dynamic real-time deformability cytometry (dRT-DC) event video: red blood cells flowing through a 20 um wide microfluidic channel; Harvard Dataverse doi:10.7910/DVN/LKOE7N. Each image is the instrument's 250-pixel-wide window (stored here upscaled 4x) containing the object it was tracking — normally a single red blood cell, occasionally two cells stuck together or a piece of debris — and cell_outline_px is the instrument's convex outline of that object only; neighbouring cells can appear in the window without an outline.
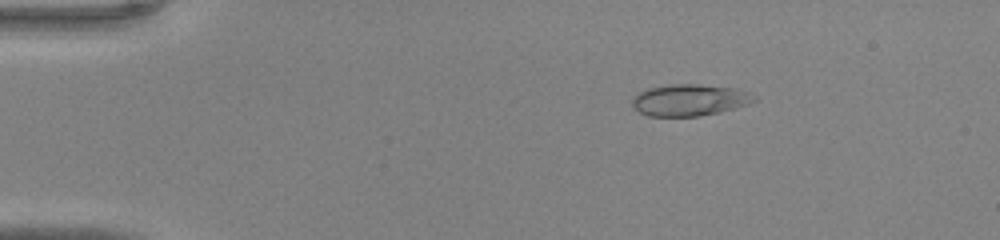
{"species": "common noctule bat (a hibernating species)", "species_latin": "Nyctalus noctula", "temperature_condition": "warm", "stored_images_in_passage": 46, "camera_frame_rate_fps": 3000, "um_per_image_px": 0.085, "animal": {"sex": "male", "body_mass_g": 20.0, "forearm_length_mm": 53.3}, "frame": {"image": 1, "passage_image": 8, "time_ms": 2.333, "image_size_px": [1000, 240], "cell_outline_px": [[756, 100], [748, 104], [736, 108], [720, 112], [700, 116], [648, 116], [640, 112], [632, 104], [632, 100], [640, 92], [648, 88], [672, 84], [700, 84], [732, 88], [744, 92]], "centroid_in_image_um": [58.57, 8.51], "position_along_channel_um": 26.4, "area_um2": 22.02}}
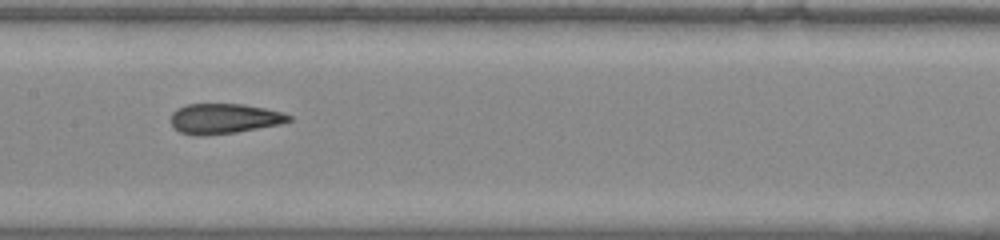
{"frame": {"image": 2, "passage_image": 24, "time_ms": 7.667, "image_size_px": [1000, 240], "cell_outline_px": [[292, 120], [280, 124], [236, 132], [204, 136], [192, 136], [180, 132], [172, 124], [172, 112], [188, 104], [244, 104], [284, 112], [292, 116]], "centroid_in_image_um": [19.08, 10.09], "position_along_channel_um": 188.3, "area_um2": 20.69}}
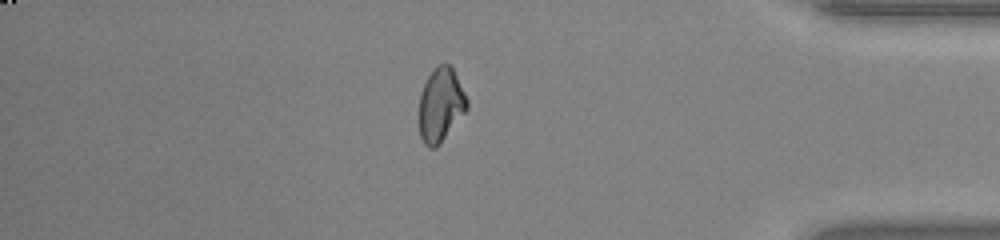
{"frame": {"image": 3, "passage_image": 40, "time_ms": 13.0, "image_size_px": [1000, 240], "cell_outline_px": [[468, 108], [440, 144], [436, 148], [428, 148], [424, 144], [420, 136], [420, 92], [428, 76], [440, 64], [448, 64], [452, 68], [468, 100]], "centroid_in_image_um": [37.46, 8.96], "position_along_channel_um": 397.7, "area_um2": 20.29}}